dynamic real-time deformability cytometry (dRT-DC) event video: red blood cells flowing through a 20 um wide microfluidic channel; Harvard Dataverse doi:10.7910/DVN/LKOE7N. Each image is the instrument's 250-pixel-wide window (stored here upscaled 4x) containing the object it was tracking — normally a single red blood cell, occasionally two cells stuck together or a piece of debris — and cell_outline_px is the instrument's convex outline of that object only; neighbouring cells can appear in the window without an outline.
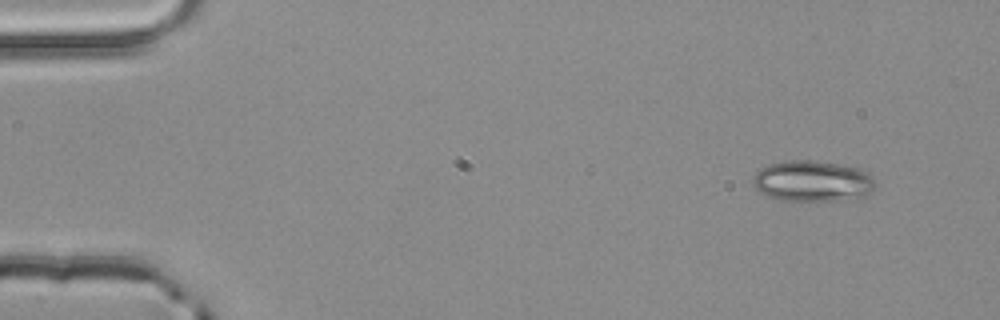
{"species": "common noctule bat (a hibernating species)", "species_latin": "Nyctalus noctula", "temperature_condition": "room temperature", "stored_images_in_passage": 3, "camera_frame_rate_fps": 3000, "um_per_image_px": 0.085, "animal": {"sex": "male", "body_mass_g": 20.4}, "frame": {"image": 1, "passage_image": 1, "time_ms": 0.0, "image_size_px": [1000, 320], "cell_outline_px": [[876, 188], [872, 192], [864, 196], [840, 200], [780, 200], [764, 196], [752, 184], [752, 176], [760, 168], [768, 164], [792, 160], [812, 160], [860, 168], [868, 172], [872, 176], [876, 184]], "centroid_in_image_um": [69.05, 15.39], "position_along_channel_um": 15.9, "area_um2": 29.42}}